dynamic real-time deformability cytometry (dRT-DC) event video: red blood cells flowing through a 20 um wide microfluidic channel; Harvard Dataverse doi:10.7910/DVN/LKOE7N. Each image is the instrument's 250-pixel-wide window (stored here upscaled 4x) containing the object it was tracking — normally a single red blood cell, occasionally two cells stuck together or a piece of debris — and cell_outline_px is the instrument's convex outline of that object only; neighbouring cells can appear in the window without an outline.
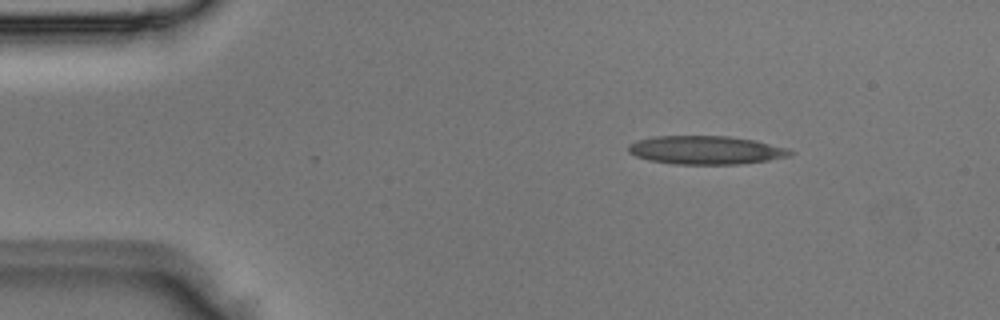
{"species": "Egyptian fruit bat (a non-hibernating species)", "species_latin": "Rousettus aegyptiacus", "temperature_condition": "room temperature", "stored_images_in_passage": 2, "camera_frame_rate_fps": 3000, "um_per_image_px": 0.085, "animal": {"sex": "male"}, "frame": {"image": 1, "passage_image": 1, "time_ms": 0.0, "image_size_px": [1000, 320], "cell_outline_px": [[796, 152], [792, 156], [768, 160], [740, 164], [676, 164], [648, 160], [636, 156], [628, 152], [628, 144], [636, 140], [652, 136], [728, 136], [756, 140], [788, 148]], "centroid_in_image_um": [60.02, 12.75], "position_along_channel_um": 25.0, "area_um2": 27.11}}